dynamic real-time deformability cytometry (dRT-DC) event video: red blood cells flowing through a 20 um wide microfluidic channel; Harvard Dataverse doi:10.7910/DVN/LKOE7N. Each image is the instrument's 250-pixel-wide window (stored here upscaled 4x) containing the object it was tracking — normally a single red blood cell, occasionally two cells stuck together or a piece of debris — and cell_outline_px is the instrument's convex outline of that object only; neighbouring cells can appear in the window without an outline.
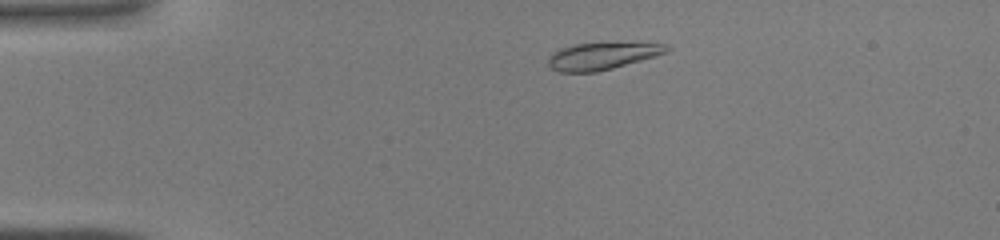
{"species": "common noctule bat (a hibernating species)", "species_latin": "Nyctalus noctula", "temperature_condition": "warm", "stored_images_in_passage": 40, "camera_frame_rate_fps": 3000, "um_per_image_px": 0.085, "animal": {"sex": "male", "body_mass_g": 19.0, "forearm_length_mm": 50.8}, "frame": {"image": 1, "passage_image": 5, "time_ms": 1.333, "image_size_px": [1000, 240], "cell_outline_px": [[672, 48], [668, 52], [656, 56], [612, 68], [596, 72], [560, 72], [552, 68], [548, 64], [548, 60], [552, 52], [560, 48], [576, 44], [668, 44]], "centroid_in_image_um": [51.17, 4.78], "position_along_channel_um": 33.8, "area_um2": 18.21}}
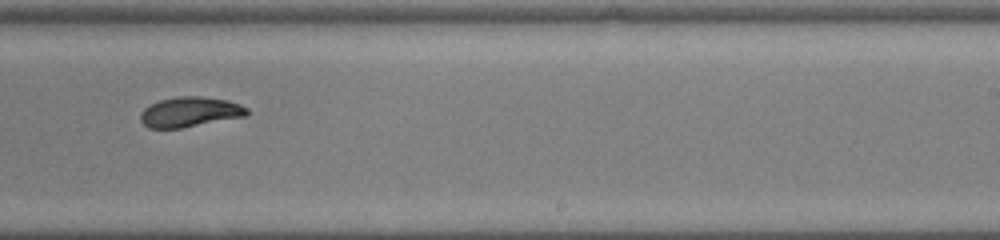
{"frame": {"image": 2, "passage_image": 24, "time_ms": 7.667, "image_size_px": [1000, 240], "cell_outline_px": [[248, 116], [180, 128], [148, 128], [140, 120], [140, 112], [144, 108], [160, 100], [176, 96], [200, 96], [228, 100], [240, 104], [248, 108]], "centroid_in_image_um": [16.16, 9.51], "position_along_channel_um": 272.8, "area_um2": 18.73}}
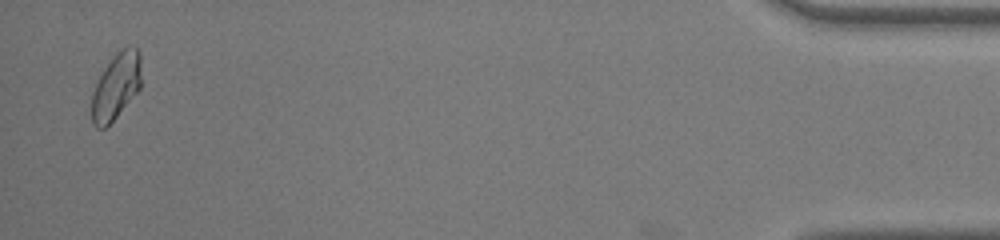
{"frame": {"image": 3, "passage_image": 39, "time_ms": 12.667, "image_size_px": [1000, 240], "cell_outline_px": [[140, 88], [116, 116], [104, 128], [96, 128], [92, 124], [92, 92], [104, 68], [112, 56], [120, 48], [132, 44], [140, 52]], "centroid_in_image_um": [9.86, 7.28], "position_along_channel_um": 425.3, "area_um2": 19.02}}